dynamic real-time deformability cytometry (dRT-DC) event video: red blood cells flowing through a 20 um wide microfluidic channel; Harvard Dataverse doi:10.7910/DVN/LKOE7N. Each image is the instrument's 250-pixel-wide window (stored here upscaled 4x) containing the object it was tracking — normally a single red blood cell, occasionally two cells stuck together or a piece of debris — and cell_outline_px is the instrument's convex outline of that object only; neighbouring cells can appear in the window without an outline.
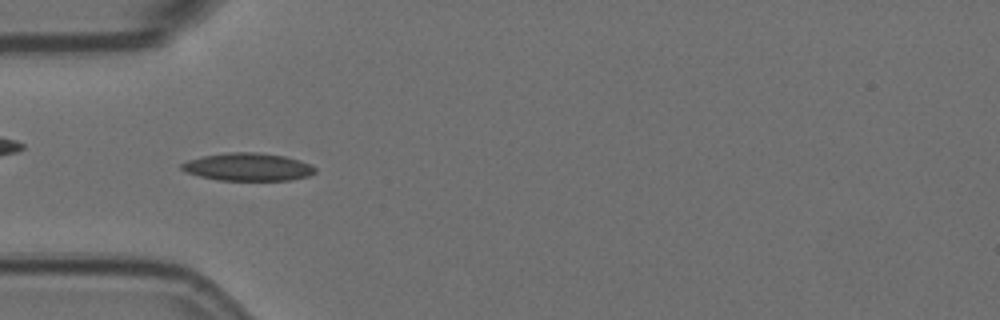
{"species": "Egyptian fruit bat (a non-hibernating species)", "species_latin": "Rousettus aegyptiacus", "temperature_condition": "room temperature", "stored_images_in_passage": 10, "camera_frame_rate_fps": 3000, "um_per_image_px": 0.085, "animal": {"sex": "female"}, "frame": {"image": 1, "passage_image": 6, "time_ms": 1.667, "image_size_px": [1000, 320], "cell_outline_px": [[316, 172], [308, 176], [292, 180], [216, 180], [184, 172], [180, 168], [180, 164], [188, 160], [204, 156], [228, 152], [256, 152], [284, 156], [300, 160], [316, 168]], "centroid_in_image_um": [21.05, 14.19], "position_along_channel_um": 63.9, "area_um2": 21.62}}
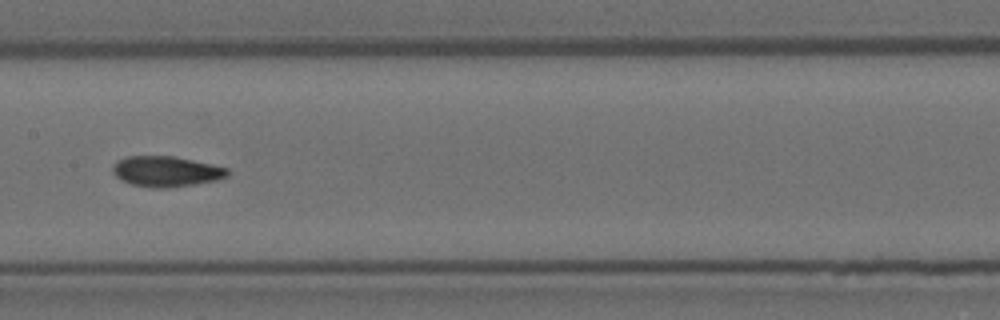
{"frame": {"image": 2, "passage_image": 9, "time_ms": 2.667, "image_size_px": [1000, 320], "cell_outline_px": [[228, 176], [216, 180], [168, 188], [152, 188], [132, 184], [120, 180], [112, 172], [112, 164], [116, 160], [124, 156], [176, 156], [228, 168]], "centroid_in_image_um": [14.06, 14.56], "position_along_channel_um": 193.3, "area_um2": 20.52}}
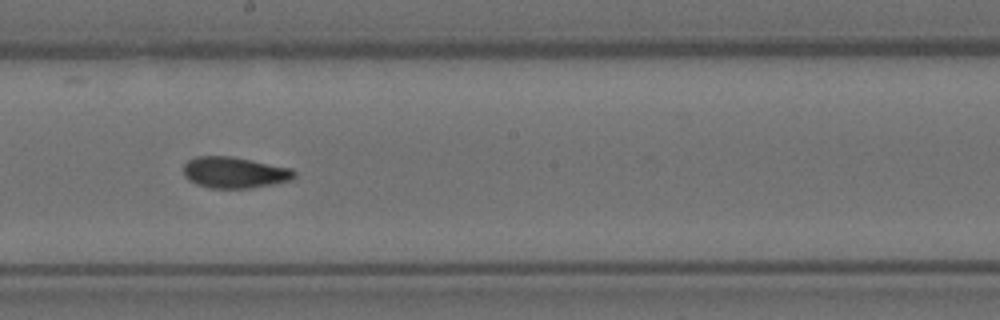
{"frame": {"image": 3, "passage_image": 10, "time_ms": 3.0, "image_size_px": [1000, 320], "cell_outline_px": [[296, 176], [292, 180], [252, 188], [208, 188], [196, 184], [188, 180], [184, 176], [184, 164], [188, 160], [196, 156], [232, 156], [292, 168], [296, 172]], "centroid_in_image_um": [19.94, 14.66], "position_along_channel_um": 228.3, "area_um2": 20.35}}